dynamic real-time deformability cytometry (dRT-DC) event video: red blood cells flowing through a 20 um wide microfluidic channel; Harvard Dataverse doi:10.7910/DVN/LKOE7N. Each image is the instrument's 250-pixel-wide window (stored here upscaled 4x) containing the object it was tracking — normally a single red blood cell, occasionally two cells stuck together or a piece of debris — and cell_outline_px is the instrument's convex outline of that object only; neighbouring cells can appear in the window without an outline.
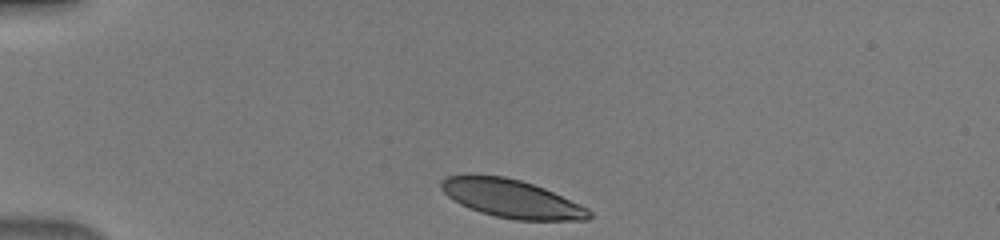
{"species": "human", "species_latin": "Homo sapiens", "temperature_condition": "warm", "stored_images_in_passage": 37, "camera_frame_rate_fps": 3000, "um_per_image_px": 0.085, "donor": {"sex": "male"}, "frame": {"image": 1, "passage_image": 1, "time_ms": 0.0, "image_size_px": [1000, 240], "cell_outline_px": [[592, 216], [588, 220], [516, 220], [496, 216], [480, 212], [460, 204], [448, 196], [440, 188], [440, 180], [444, 176], [468, 172], [472, 172], [504, 176], [520, 180], [544, 188], [588, 208], [592, 212]], "centroid_in_image_um": [43.4, 16.84], "position_along_channel_um": 41.6, "area_um2": 33.47}}
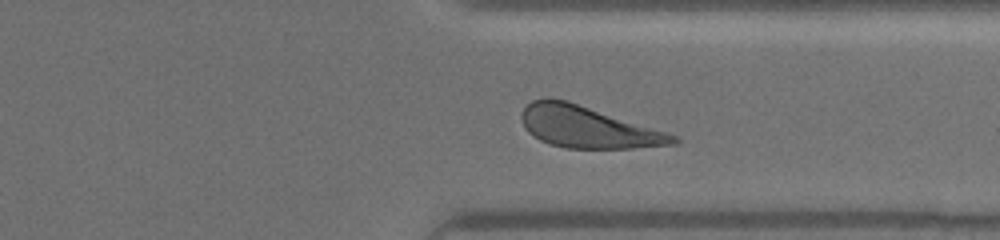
{"frame": {"image": 2, "passage_image": 28, "time_ms": 9.0, "image_size_px": [1000, 240], "cell_outline_px": [[680, 140], [676, 144], [632, 148], [568, 148], [552, 144], [540, 140], [528, 132], [524, 128], [520, 120], [520, 112], [532, 100], [548, 96], [568, 100], [676, 136]], "centroid_in_image_um": [49.87, 10.78], "position_along_channel_um": 361.5, "area_um2": 36.53}}
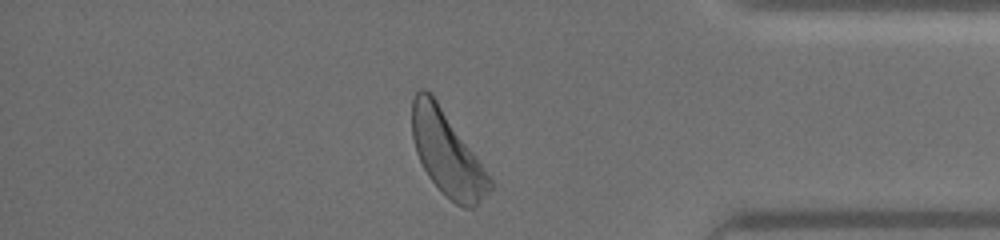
{"frame": {"image": 3, "passage_image": 32, "time_ms": 10.333, "image_size_px": [1000, 240], "cell_outline_px": [[496, 184], [472, 208], [464, 208], [456, 204], [428, 176], [416, 152], [412, 136], [412, 100], [416, 92], [420, 88], [424, 88], [436, 100]], "centroid_in_image_um": [38.0, 13.04], "position_along_channel_um": 397.2, "area_um2": 37.11}}